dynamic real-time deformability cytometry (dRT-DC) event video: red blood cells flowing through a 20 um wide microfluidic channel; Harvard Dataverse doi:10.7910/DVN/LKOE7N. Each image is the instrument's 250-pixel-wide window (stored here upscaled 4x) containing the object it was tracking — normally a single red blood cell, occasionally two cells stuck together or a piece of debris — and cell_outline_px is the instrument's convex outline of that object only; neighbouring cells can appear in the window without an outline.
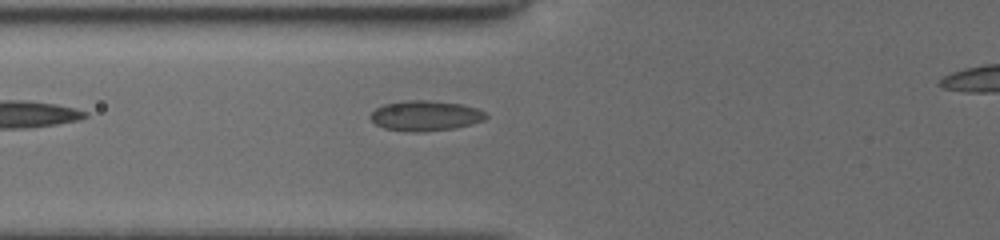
{"species": "common noctule bat (a hibernating species)", "species_latin": "Nyctalus noctula", "temperature_condition": "cold", "stored_images_in_passage": 22, "camera_frame_rate_fps": 3000, "um_per_image_px": 0.085, "animal": {"sex": "female", "body_mass_g": 19.5, "forearm_length_mm": 54.1}, "frame": {"image": 1, "passage_image": 2, "time_ms": 0.333, "image_size_px": [1000, 240], "cell_outline_px": [[488, 116], [484, 120], [472, 124], [456, 128], [424, 132], [408, 132], [384, 128], [376, 124], [368, 116], [376, 108], [384, 104], [408, 100], [428, 100], [460, 104], [476, 108], [484, 112]], "centroid_in_image_um": [36.15, 9.85], "position_along_channel_um": 89.7, "area_um2": 20.4}}
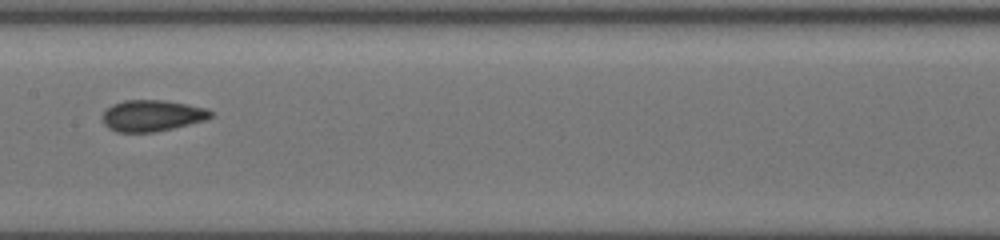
{"frame": {"image": 2, "passage_image": 6, "time_ms": 1.667, "image_size_px": [1000, 240], "cell_outline_px": [[212, 116], [204, 120], [156, 132], [116, 132], [108, 128], [104, 124], [104, 112], [112, 104], [124, 100], [164, 100], [188, 104], [208, 108], [212, 112]], "centroid_in_image_um": [12.93, 9.82], "position_along_channel_um": 194.5, "area_um2": 19.65}}
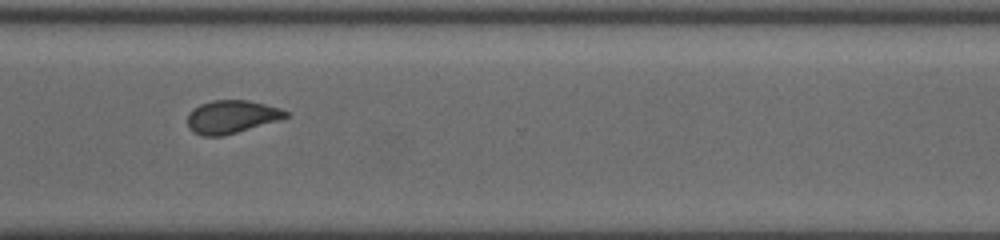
{"frame": {"image": 3, "passage_image": 15, "time_ms": 4.667, "image_size_px": [1000, 240], "cell_outline_px": [[288, 116], [276, 120], [224, 136], [204, 136], [192, 132], [188, 128], [188, 112], [192, 108], [200, 104], [212, 100], [248, 100], [280, 108], [288, 112]], "centroid_in_image_um": [19.61, 9.92], "position_along_channel_um": 351.0, "area_um2": 18.79}}